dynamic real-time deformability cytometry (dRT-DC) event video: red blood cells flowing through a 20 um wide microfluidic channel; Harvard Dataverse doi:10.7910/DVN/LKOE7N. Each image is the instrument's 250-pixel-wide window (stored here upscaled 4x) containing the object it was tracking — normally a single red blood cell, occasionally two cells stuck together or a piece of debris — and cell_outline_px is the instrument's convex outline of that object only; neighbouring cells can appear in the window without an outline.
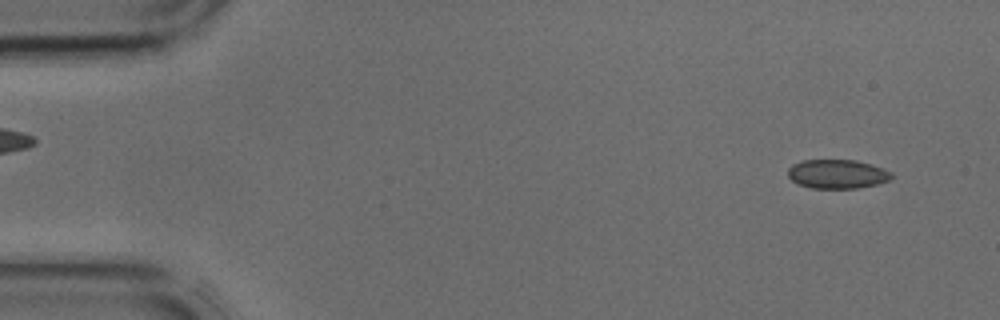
{"species": "common noctule bat (a hibernating species)", "species_latin": "Nyctalus noctula", "temperature_condition": "cold", "stored_images_in_passage": 7, "camera_frame_rate_fps": 3000, "um_per_image_px": 0.085, "animal": {"sex": "male", "body_mass_g": 17.9, "forearm_length_mm": 54.2}, "frame": {"image": 1, "passage_image": 2, "time_ms": 0.333, "image_size_px": [1000, 320], "cell_outline_px": [[892, 176], [888, 180], [876, 184], [856, 188], [812, 188], [800, 184], [792, 180], [788, 176], [788, 168], [792, 164], [804, 160], [856, 160], [872, 164], [884, 168], [892, 172]], "centroid_in_image_um": [71.17, 14.78], "position_along_channel_um": 13.8, "area_um2": 17.46}}